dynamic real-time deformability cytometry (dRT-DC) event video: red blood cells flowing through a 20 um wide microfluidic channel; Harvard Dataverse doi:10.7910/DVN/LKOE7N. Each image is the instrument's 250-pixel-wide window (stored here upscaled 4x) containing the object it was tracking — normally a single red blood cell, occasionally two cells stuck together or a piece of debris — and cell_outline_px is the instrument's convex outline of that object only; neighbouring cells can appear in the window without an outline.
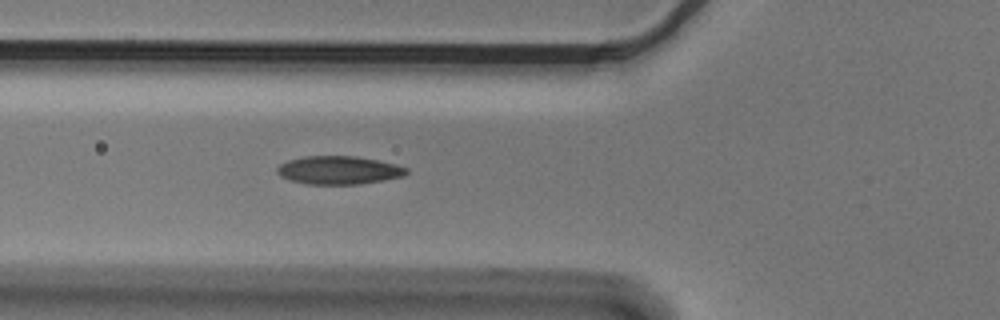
{"species": "Egyptian fruit bat (a non-hibernating species)", "species_latin": "Rousettus aegyptiacus", "temperature_condition": "cold", "stored_images_in_passage": 5, "camera_frame_rate_fps": 3000, "um_per_image_px": 0.085, "animal": {"sex": "male"}, "frame": {"image": 1, "passage_image": 5, "time_ms": 1.333, "image_size_px": [1000, 320], "cell_outline_px": [[408, 172], [404, 176], [384, 180], [360, 184], [308, 184], [288, 180], [280, 176], [276, 172], [276, 168], [280, 164], [288, 160], [304, 156], [356, 156], [380, 160], [396, 164], [408, 168]], "centroid_in_image_um": [28.8, 14.46], "position_along_channel_um": 97.0, "area_um2": 21.5}}